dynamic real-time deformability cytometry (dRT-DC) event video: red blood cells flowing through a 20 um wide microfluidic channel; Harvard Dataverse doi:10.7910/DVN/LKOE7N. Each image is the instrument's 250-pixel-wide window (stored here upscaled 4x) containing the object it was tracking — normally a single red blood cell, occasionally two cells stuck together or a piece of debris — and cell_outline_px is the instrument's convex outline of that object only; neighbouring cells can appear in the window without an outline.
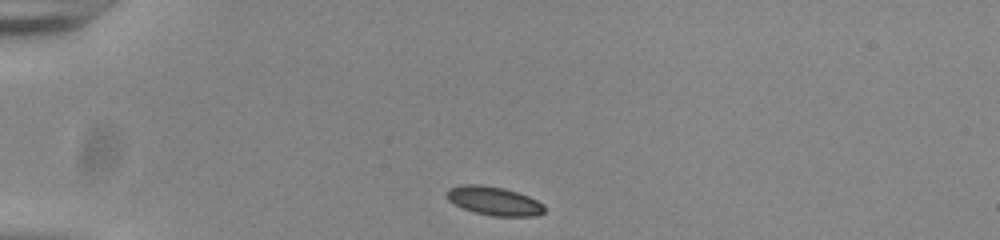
{"species": "common noctule bat (a hibernating species)", "species_latin": "Nyctalus noctula", "temperature_condition": "room temperature", "stored_images_in_passage": 41, "camera_frame_rate_fps": 3000, "um_per_image_px": 0.085, "animal": {"sex": "male", "body_mass_g": 20.0, "forearm_length_mm": 53.3}, "frame": {"image": 1, "passage_image": 1, "time_ms": 0.0, "image_size_px": [1000, 240], "cell_outline_px": [[544, 212], [536, 216], [492, 216], [476, 212], [464, 208], [448, 200], [448, 188], [464, 184], [480, 184], [504, 188], [528, 196], [544, 204]], "centroid_in_image_um": [42.02, 17.07], "position_along_channel_um": 43.0, "area_um2": 16.13}}
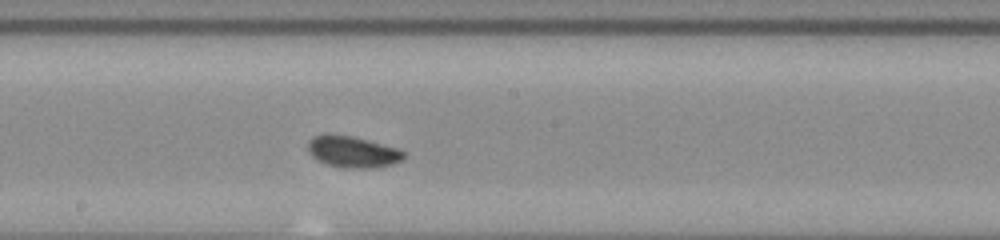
{"frame": {"image": 2, "passage_image": 18, "time_ms": 5.667, "image_size_px": [1000, 240], "cell_outline_px": [[404, 160], [392, 164], [376, 168], [344, 168], [328, 164], [316, 160], [308, 152], [308, 140], [324, 132], [328, 132], [352, 136], [400, 148], [404, 152]], "centroid_in_image_um": [29.97, 12.89], "position_along_channel_um": 218.2, "area_um2": 17.98}}
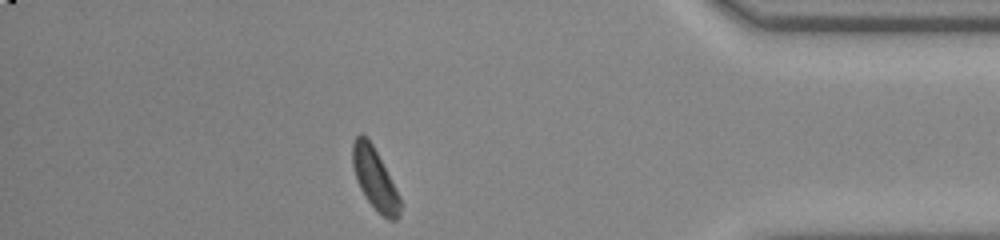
{"frame": {"image": 3, "passage_image": 35, "time_ms": 11.333, "image_size_px": [1000, 240], "cell_outline_px": [[400, 216], [396, 220], [388, 220], [368, 200], [360, 188], [352, 164], [352, 144], [356, 136], [360, 132], [372, 144], [400, 196]], "centroid_in_image_um": [31.86, 15.19], "position_along_channel_um": 403.3, "area_um2": 16.47}, "authors_computed_cell_mechanics": {"area_um2": 16.8198, "velocity_mm_per_s": 3.8155, "shape_relaxation_time_tau1_ms": 2.3897, "shape_relaxation_time_tau2_ms": 6.1303, "deformation_change_tau1": 0.0886, "deformation_change_tau2": 0.1087}}